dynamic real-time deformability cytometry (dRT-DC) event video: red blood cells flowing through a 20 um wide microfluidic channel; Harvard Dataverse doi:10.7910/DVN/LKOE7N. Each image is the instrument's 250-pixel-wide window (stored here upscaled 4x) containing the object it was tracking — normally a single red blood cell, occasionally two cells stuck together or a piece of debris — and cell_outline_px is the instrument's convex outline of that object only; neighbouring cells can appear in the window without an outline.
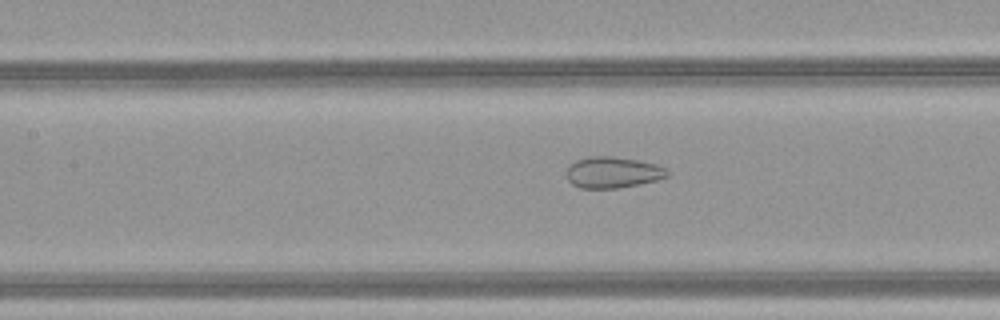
{"species": "common noctule bat (a hibernating species)", "species_latin": "Nyctalus noctula", "temperature_condition": "warm", "stored_images_in_passage": 35, "camera_frame_rate_fps": 3000, "um_per_image_px": 0.085, "animal": {"sex": "female", "body_mass_g": 21.9}, "frame": {"image": 1, "passage_image": 9, "time_ms": 2.667, "image_size_px": [1000, 320], "cell_outline_px": [[668, 176], [656, 180], [616, 188], [580, 188], [572, 184], [568, 180], [568, 164], [576, 160], [588, 156], [612, 156], [636, 160], [656, 164], [664, 168], [668, 172]], "centroid_in_image_um": [52.04, 14.64], "position_along_channel_um": 155.4, "area_um2": 18.09}}
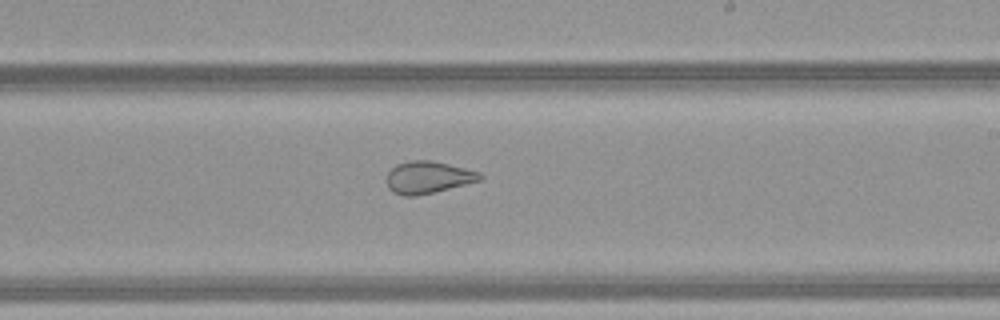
{"frame": {"image": 2, "passage_image": 16, "time_ms": 5.0, "image_size_px": [1000, 320], "cell_outline_px": [[484, 176], [480, 180], [416, 196], [404, 196], [392, 192], [388, 188], [384, 180], [384, 176], [396, 164], [412, 160], [432, 160], [480, 172]], "centroid_in_image_um": [36.31, 15.07], "position_along_channel_um": 252.7, "area_um2": 17.51}}
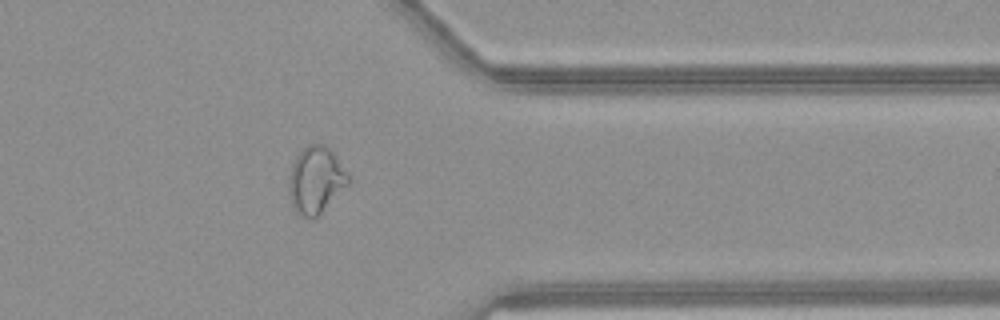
{"frame": {"image": 3, "passage_image": 26, "time_ms": 8.333, "image_size_px": [1000, 320], "cell_outline_px": [[352, 180], [312, 220], [300, 216], [292, 208], [288, 192], [288, 176], [292, 164], [296, 156], [308, 144], [324, 144], [336, 156], [352, 176]], "centroid_in_image_um": [26.83, 15.3], "position_along_channel_um": 384.6, "area_um2": 23.35}}